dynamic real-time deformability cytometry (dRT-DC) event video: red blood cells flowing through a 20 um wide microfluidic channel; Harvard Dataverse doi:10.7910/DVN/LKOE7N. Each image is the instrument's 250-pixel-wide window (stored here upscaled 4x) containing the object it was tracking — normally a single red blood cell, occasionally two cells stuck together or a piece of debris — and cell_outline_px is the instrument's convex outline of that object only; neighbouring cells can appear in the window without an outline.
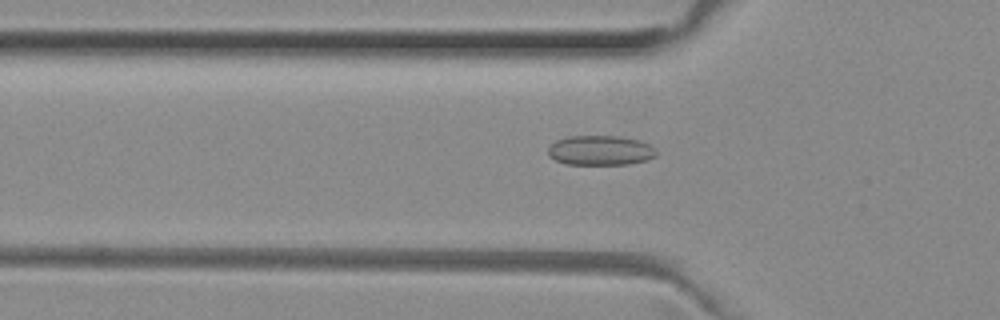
{"species": "common noctule bat (a hibernating species)", "species_latin": "Nyctalus noctula", "temperature_condition": "room temperature", "stored_images_in_passage": 26, "camera_frame_rate_fps": 3000, "um_per_image_px": 0.085, "animal": {"sex": "female", "body_mass_g": 29.2, "forearm_length_mm": 56.3}, "frame": {"image": 1, "passage_image": 17, "time_ms": 5.333, "image_size_px": [1000, 320], "cell_outline_px": [[656, 156], [648, 160], [628, 164], [564, 164], [548, 156], [548, 148], [556, 140], [568, 136], [620, 136], [640, 140], [648, 144], [656, 152]], "centroid_in_image_um": [51.01, 12.78], "position_along_channel_um": 74.8, "area_um2": 18.79}}
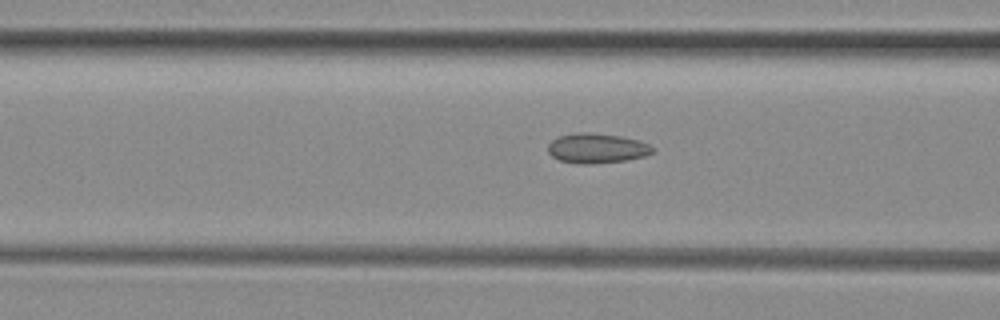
{"frame": {"image": 2, "passage_image": 20, "time_ms": 6.333, "image_size_px": [1000, 320], "cell_outline_px": [[656, 148], [652, 152], [644, 156], [628, 160], [592, 164], [580, 164], [560, 160], [552, 156], [548, 152], [548, 144], [552, 140], [560, 136], [576, 132], [588, 132], [620, 136], [640, 140]], "centroid_in_image_um": [50.74, 12.6], "position_along_channel_um": 115.9, "area_um2": 18.26}}
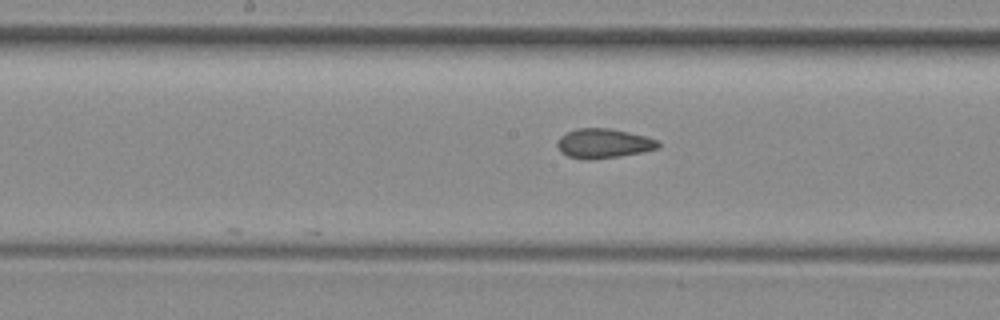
{"frame": {"image": 3, "passage_image": 26, "time_ms": 8.333, "image_size_px": [1000, 320], "cell_outline_px": [[660, 148], [620, 156], [592, 160], [584, 160], [568, 156], [560, 152], [556, 144], [560, 136], [576, 128], [608, 128], [628, 132], [660, 140]], "centroid_in_image_um": [51.29, 12.2], "position_along_channel_um": 196.9, "area_um2": 17.46}}